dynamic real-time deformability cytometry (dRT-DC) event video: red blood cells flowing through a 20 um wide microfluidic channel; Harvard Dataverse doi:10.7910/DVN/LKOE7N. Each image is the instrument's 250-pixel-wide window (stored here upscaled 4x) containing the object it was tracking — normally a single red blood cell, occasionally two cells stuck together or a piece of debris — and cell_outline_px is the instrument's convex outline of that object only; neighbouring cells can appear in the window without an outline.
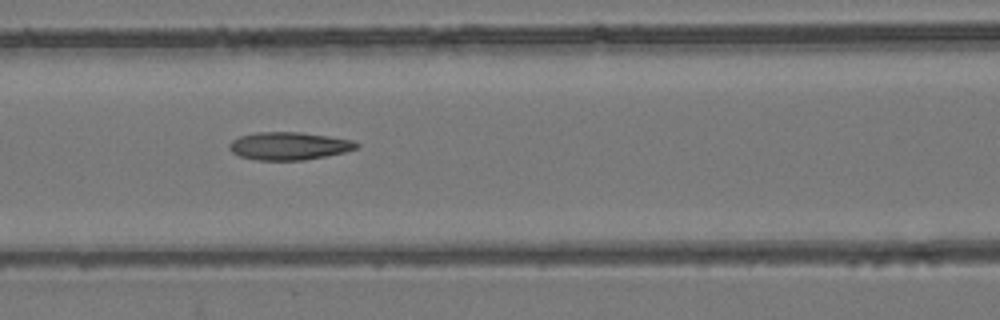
{"species": "common noctule bat (a hibernating species)", "species_latin": "Nyctalus noctula", "temperature_condition": "room temperature", "stored_images_in_passage": 6, "camera_frame_rate_fps": 3000, "um_per_image_px": 0.085, "animal": {"sex": "female", "body_mass_g": 24.6, "forearm_length_mm": 56.2}, "frame": {"image": 1, "passage_image": 4, "time_ms": 3.333, "image_size_px": [1000, 320], "cell_outline_px": [[360, 144], [356, 148], [344, 152], [304, 160], [256, 160], [240, 156], [232, 152], [228, 148], [228, 144], [232, 140], [240, 136], [256, 132], [300, 132], [328, 136], [352, 140]], "centroid_in_image_um": [24.52, 12.4], "position_along_channel_um": 142.1, "area_um2": 20.52}}
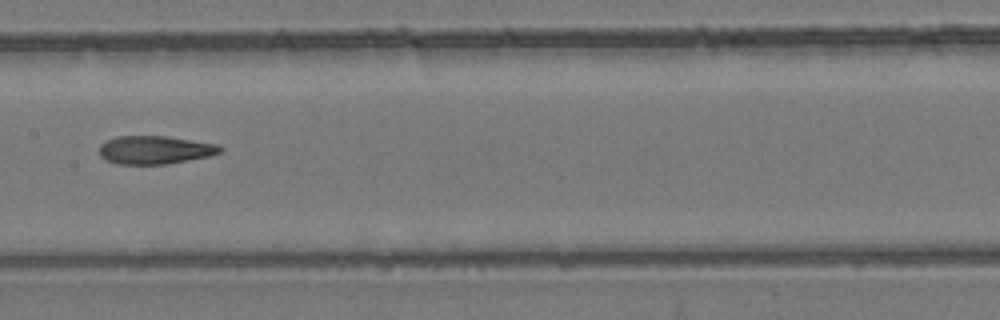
{"frame": {"image": 2, "passage_image": 5, "time_ms": 4.667, "image_size_px": [1000, 320], "cell_outline_px": [[224, 148], [220, 152], [208, 156], [164, 164], [120, 164], [108, 160], [100, 156], [100, 144], [116, 136], [164, 136], [216, 144]], "centroid_in_image_um": [13.14, 12.73], "position_along_channel_um": 194.3, "area_um2": 19.48}}
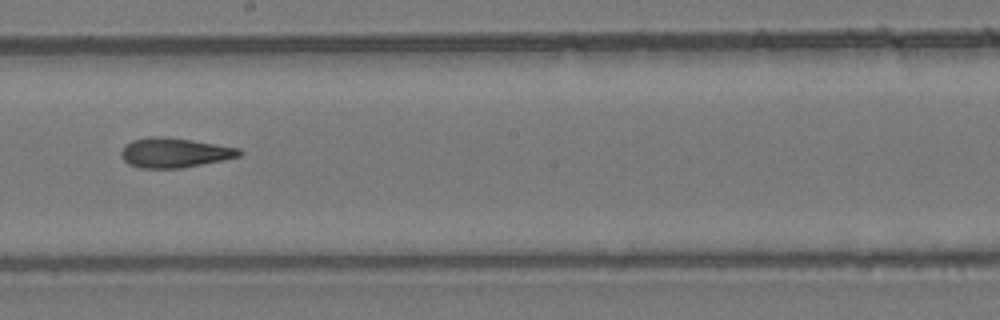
{"frame": {"image": 3, "passage_image": 6, "time_ms": 5.667, "image_size_px": [1000, 320], "cell_outline_px": [[244, 152], [240, 156], [224, 160], [180, 168], [140, 168], [128, 164], [120, 156], [120, 152], [124, 144], [132, 140], [148, 136], [164, 136], [192, 140], [240, 148]], "centroid_in_image_um": [14.81, 12.97], "position_along_channel_um": 233.4, "area_um2": 20.69}}